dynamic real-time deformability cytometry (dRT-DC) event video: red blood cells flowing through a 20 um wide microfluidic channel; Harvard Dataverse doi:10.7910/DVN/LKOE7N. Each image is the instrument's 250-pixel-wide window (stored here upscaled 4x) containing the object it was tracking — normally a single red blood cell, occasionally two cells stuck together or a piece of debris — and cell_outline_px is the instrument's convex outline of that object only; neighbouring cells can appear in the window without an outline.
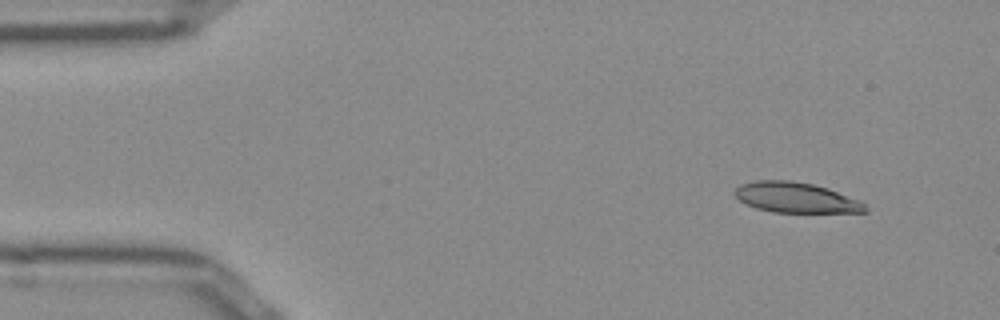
{"species": "Egyptian fruit bat (a non-hibernating species)", "species_latin": "Rousettus aegyptiacus", "temperature_condition": "room temperature", "stored_images_in_passage": 48, "camera_frame_rate_fps": 3000, "um_per_image_px": 0.085, "frame": {"image": 1, "passage_image": 1, "time_ms": 0.0, "image_size_px": [1000, 320], "cell_outline_px": [[868, 212], [772, 212], [756, 208], [744, 204], [732, 192], [740, 184], [756, 180], [788, 180], [812, 184], [828, 188], [860, 200], [868, 208]], "centroid_in_image_um": [67.63, 16.79], "position_along_channel_um": 17.4, "area_um2": 23.12}}
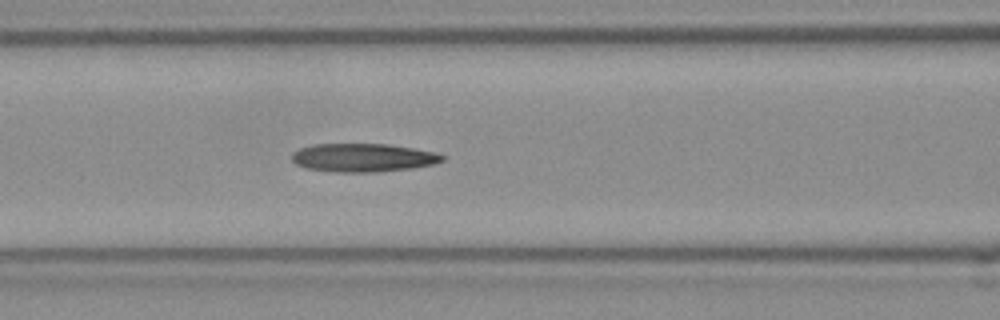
{"frame": {"image": 2, "passage_image": 17, "time_ms": 5.333, "image_size_px": [1000, 320], "cell_outline_px": [[444, 160], [436, 164], [412, 168], [376, 172], [336, 172], [308, 168], [296, 164], [292, 160], [292, 152], [300, 148], [316, 144], [388, 144], [412, 148], [432, 152], [444, 156]], "centroid_in_image_um": [30.86, 13.4], "position_along_channel_um": 135.7, "area_um2": 24.74}}
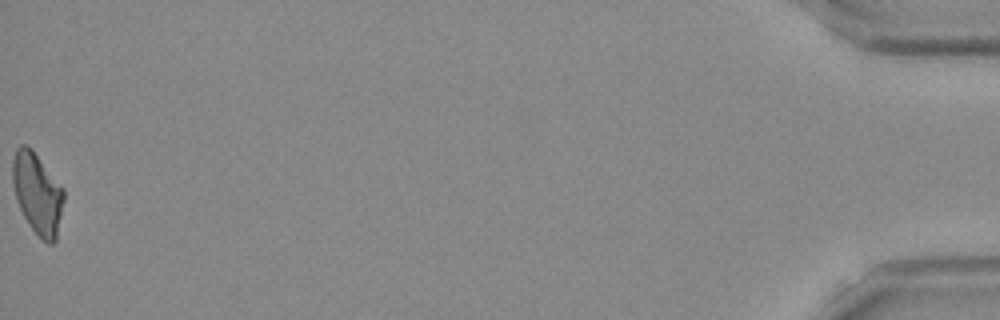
{"frame": {"image": 3, "passage_image": 48, "time_ms": 15.667, "image_size_px": [1000, 320], "cell_outline_px": [[64, 200], [56, 240], [52, 244], [48, 244], [40, 240], [28, 224], [16, 200], [12, 180], [12, 160], [16, 148], [20, 144], [24, 144], [32, 148], [64, 188]], "centroid_in_image_um": [3.18, 16.44], "position_along_channel_um": 432.0, "area_um2": 24.62}, "authors_computed_cell_mechanics": {"area_um2": 24.5072, "velocity_mm_per_s": 3.8992, "shape_relaxation_time_tau1_ms": 8.6762, "shape_relaxation_time_tau2_ms": 10.6334, "deformation_change_tau1": 0.2395, "deformation_change_tau2": 0.2828}}